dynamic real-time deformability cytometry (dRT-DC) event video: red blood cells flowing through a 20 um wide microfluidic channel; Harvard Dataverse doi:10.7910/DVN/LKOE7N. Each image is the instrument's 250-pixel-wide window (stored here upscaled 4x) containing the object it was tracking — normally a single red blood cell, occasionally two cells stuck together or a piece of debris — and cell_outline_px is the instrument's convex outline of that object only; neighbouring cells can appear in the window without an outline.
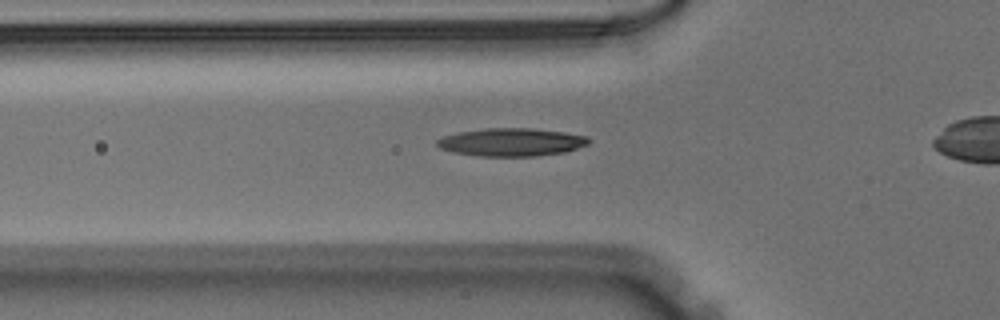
{"species": "Egyptian fruit bat (a non-hibernating species)", "species_latin": "Rousettus aegyptiacus", "temperature_condition": "warm", "stored_images_in_passage": 34, "camera_frame_rate_fps": 3000, "um_per_image_px": 0.085, "animal": {"sex": "male"}, "frame": {"image": 1, "passage_image": 8, "time_ms": 2.333, "image_size_px": [1000, 320], "cell_outline_px": [[588, 144], [564, 152], [536, 156], [480, 156], [452, 152], [440, 148], [436, 144], [436, 140], [444, 136], [460, 132], [488, 128], [532, 128], [564, 132], [588, 136]], "centroid_in_image_um": [43.46, 12.08], "position_along_channel_um": 82.3, "area_um2": 24.57}}
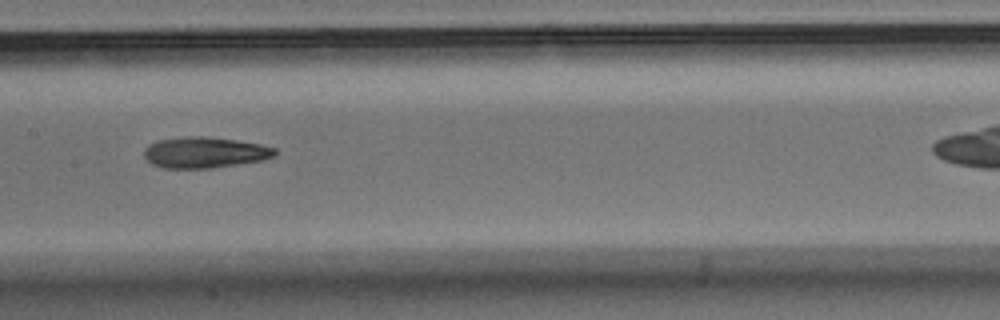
{"frame": {"image": 2, "passage_image": 16, "time_ms": 5.0, "image_size_px": [1000, 320], "cell_outline_px": [[276, 156], [264, 160], [212, 168], [164, 168], [152, 164], [144, 156], [144, 148], [148, 144], [160, 140], [184, 136], [204, 136], [236, 140], [260, 144], [276, 148]], "centroid_in_image_um": [17.41, 12.96], "position_along_channel_um": 190.0, "area_um2": 23.7}}
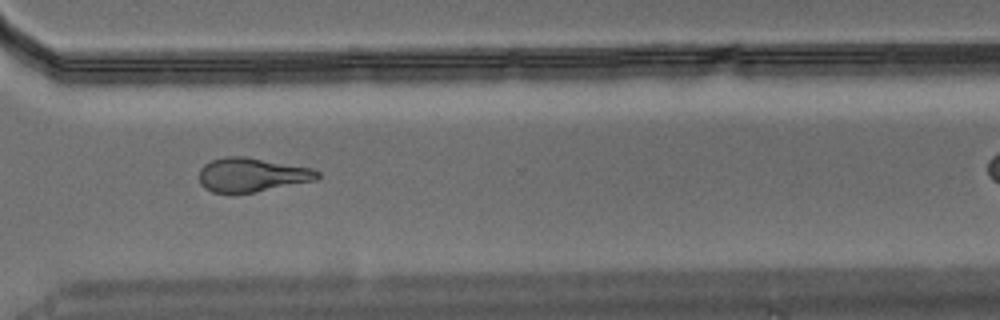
{"frame": {"image": 3, "passage_image": 28, "time_ms": 9.0, "image_size_px": [1000, 320], "cell_outline_px": [[320, 176], [316, 180], [256, 192], [212, 192], [204, 188], [200, 184], [200, 168], [204, 164], [212, 160], [224, 156], [244, 156], [316, 168], [320, 172]], "centroid_in_image_um": [21.45, 14.84], "position_along_channel_um": 349.2, "area_um2": 23.58}}